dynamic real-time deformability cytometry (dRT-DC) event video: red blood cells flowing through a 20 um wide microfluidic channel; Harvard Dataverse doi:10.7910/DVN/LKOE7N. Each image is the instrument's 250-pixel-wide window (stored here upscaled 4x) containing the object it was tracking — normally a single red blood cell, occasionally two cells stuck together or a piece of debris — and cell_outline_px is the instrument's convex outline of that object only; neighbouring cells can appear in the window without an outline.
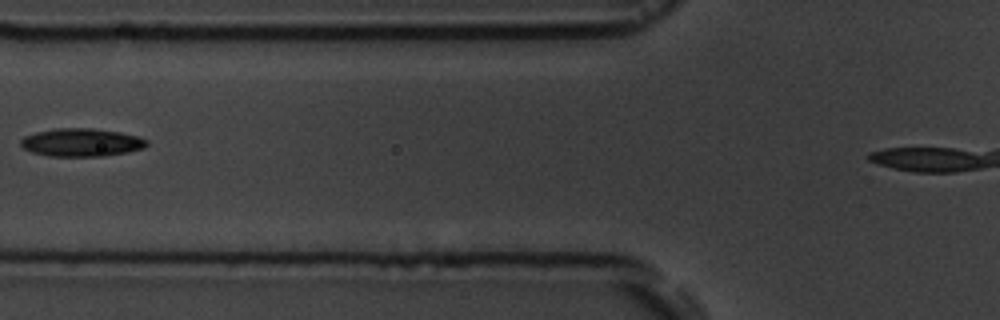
{"species": "common noctule bat (a hibernating species)", "species_latin": "Nyctalus noctula", "temperature_condition": "room temperature", "stored_images_in_passage": 8, "camera_frame_rate_fps": 3000, "um_per_image_px": 0.085, "animal": {"sex": "male", "body_mass_g": 19.5, "forearm_length_mm": 54.6}, "frame": {"image": 1, "passage_image": 5, "time_ms": 5.667, "image_size_px": [1000, 320], "cell_outline_px": [[148, 144], [144, 148], [128, 152], [104, 156], [48, 156], [32, 152], [24, 148], [20, 144], [20, 140], [24, 136], [36, 132], [56, 128], [92, 128], [120, 132], [136, 136], [148, 140]], "centroid_in_image_um": [6.92, 12.11], "position_along_channel_um": 118.9, "area_um2": 20.63}}
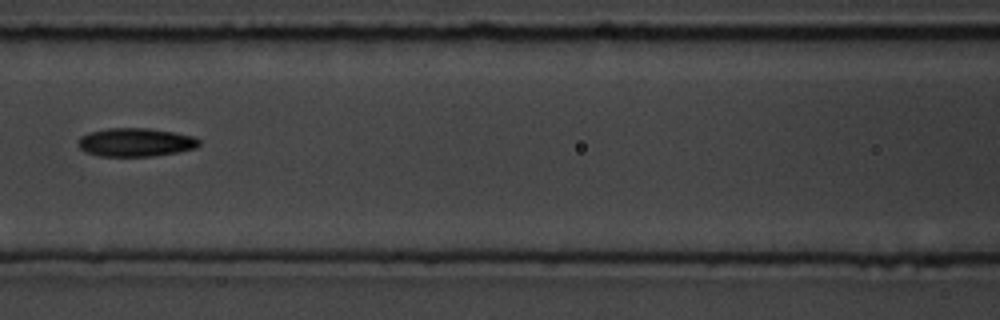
{"frame": {"image": 2, "passage_image": 6, "time_ms": 6.667, "image_size_px": [1000, 320], "cell_outline_px": [[200, 144], [196, 148], [176, 152], [152, 156], [100, 156], [88, 152], [80, 148], [76, 144], [80, 136], [88, 132], [108, 128], [148, 128], [172, 132], [192, 136], [200, 140]], "centroid_in_image_um": [11.49, 12.09], "position_along_channel_um": 155.1, "area_um2": 20.0}}
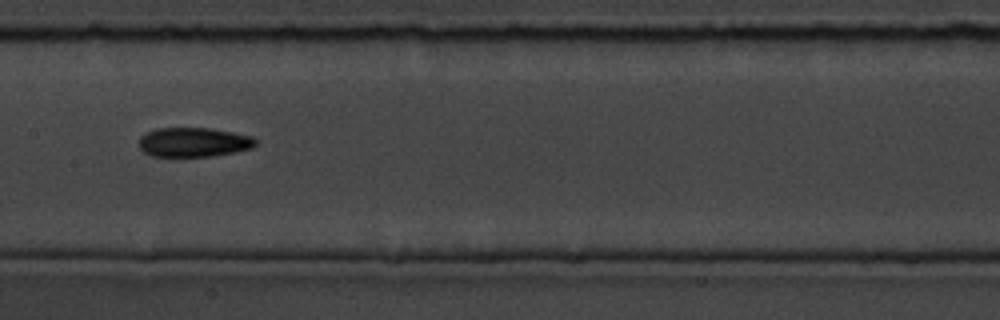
{"frame": {"image": 3, "passage_image": 7, "time_ms": 7.667, "image_size_px": [1000, 320], "cell_outline_px": [[256, 144], [252, 148], [236, 152], [212, 156], [152, 156], [144, 152], [140, 148], [140, 136], [156, 128], [208, 128], [232, 132], [252, 136], [256, 140]], "centroid_in_image_um": [16.47, 12.09], "position_along_channel_um": 190.9, "area_um2": 19.88}}